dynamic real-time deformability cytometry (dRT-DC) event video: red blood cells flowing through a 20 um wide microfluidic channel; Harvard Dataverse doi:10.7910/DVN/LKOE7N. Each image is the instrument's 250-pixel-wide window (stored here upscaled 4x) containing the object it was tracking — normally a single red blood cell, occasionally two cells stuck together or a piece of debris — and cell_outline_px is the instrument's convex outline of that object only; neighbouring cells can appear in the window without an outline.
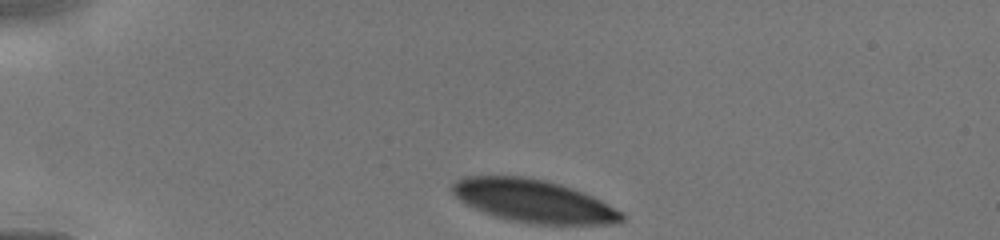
{"species": "human", "species_latin": "Homo sapiens", "temperature_condition": "cold", "stored_images_in_passage": 2, "camera_frame_rate_fps": 3000, "um_per_image_px": 0.085, "donor": {"sex": "male"}, "frame": {"image": 1, "passage_image": 1, "time_ms": 0.0, "image_size_px": [1000, 240], "cell_outline_px": [[624, 220], [612, 224], [528, 224], [496, 216], [484, 212], [460, 200], [452, 192], [452, 184], [460, 176], [520, 176], [544, 180], [560, 184], [584, 192], [600, 200], [620, 212], [624, 216]], "centroid_in_image_um": [45.33, 17.08], "position_along_channel_um": 39.7, "area_um2": 41.85}}